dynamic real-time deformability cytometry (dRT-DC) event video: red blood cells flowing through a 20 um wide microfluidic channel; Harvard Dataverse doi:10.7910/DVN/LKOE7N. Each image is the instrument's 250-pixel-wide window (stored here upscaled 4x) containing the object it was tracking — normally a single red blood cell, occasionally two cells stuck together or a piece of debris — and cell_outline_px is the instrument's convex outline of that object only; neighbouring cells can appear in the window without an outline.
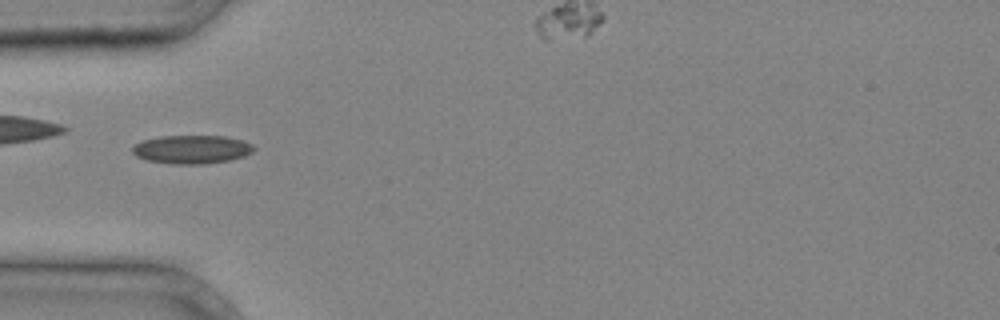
{"species": "common noctule bat (a hibernating species)", "species_latin": "Nyctalus noctula", "temperature_condition": "cold", "stored_images_in_passage": 5, "segment_of_instrument_passage": [1, 2], "camera_frame_rate_fps": 3000, "um_per_image_px": 0.085, "animal": {"sex": "male", "body_mass_g": 20.4}, "frame": {"image": 1, "passage_image": 4, "time_ms": 1.0, "image_size_px": [1000, 320], "cell_outline_px": [[256, 148], [252, 152], [244, 156], [228, 160], [204, 164], [172, 164], [144, 160], [136, 156], [132, 152], [132, 148], [136, 144], [144, 140], [160, 136], [228, 136], [244, 140], [252, 144]], "centroid_in_image_um": [16.32, 12.7], "position_along_channel_um": 68.7, "area_um2": 20.29}}